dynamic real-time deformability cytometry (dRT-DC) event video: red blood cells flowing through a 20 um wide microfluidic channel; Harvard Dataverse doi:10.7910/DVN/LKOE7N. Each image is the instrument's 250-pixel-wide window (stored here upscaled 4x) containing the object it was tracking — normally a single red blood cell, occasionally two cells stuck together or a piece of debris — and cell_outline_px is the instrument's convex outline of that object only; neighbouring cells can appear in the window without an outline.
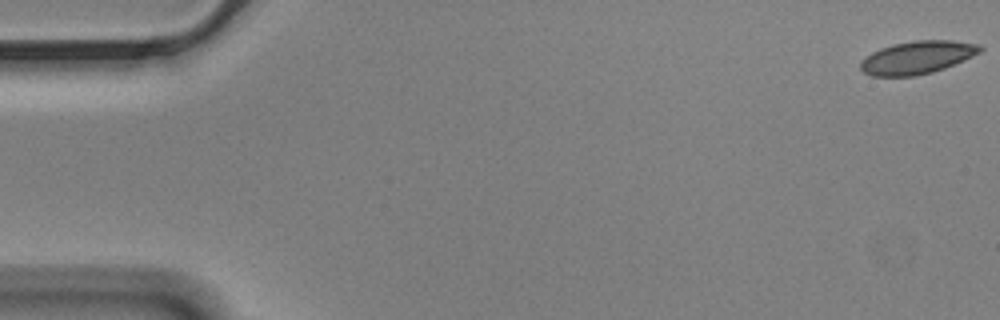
{"species": "Egyptian fruit bat (a non-hibernating species)", "species_latin": "Rousettus aegyptiacus", "temperature_condition": "cold", "stored_images_in_passage": 58, "camera_frame_rate_fps": 3000, "um_per_image_px": 0.085, "animal": {"sex": "male"}, "frame": {"image": 1, "passage_image": 1, "time_ms": 0.0, "image_size_px": [1000, 320], "cell_outline_px": [[984, 48], [980, 52], [964, 60], [944, 68], [932, 72], [916, 76], [872, 76], [864, 72], [860, 68], [860, 60], [872, 52], [880, 48], [892, 44], [912, 40], [952, 40], [980, 44]], "centroid_in_image_um": [77.96, 4.87], "position_along_channel_um": 7.0, "area_um2": 23.06}}
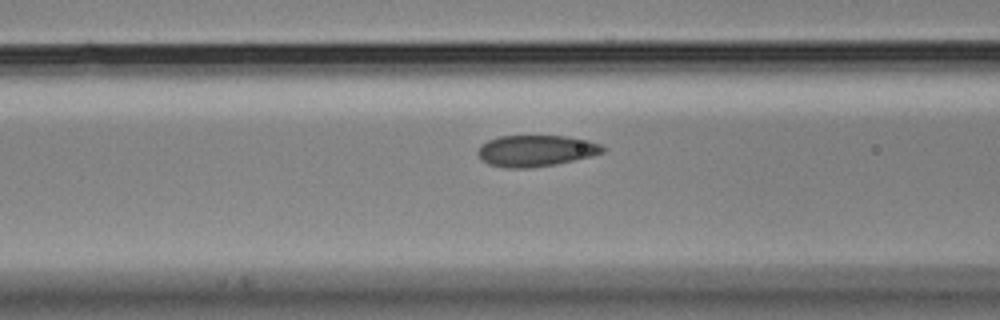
{"frame": {"image": 2, "passage_image": 23, "time_ms": 7.333, "image_size_px": [1000, 320], "cell_outline_px": [[604, 152], [592, 156], [556, 164], [532, 168], [504, 168], [488, 164], [480, 160], [476, 152], [480, 144], [488, 140], [500, 136], [564, 136], [588, 140], [600, 144], [604, 148]], "centroid_in_image_um": [45.5, 12.82], "position_along_channel_um": 121.1, "area_um2": 23.0}}
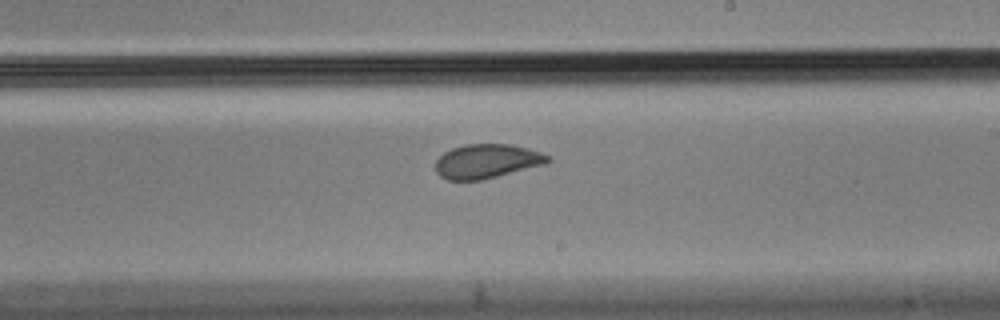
{"frame": {"image": 3, "passage_image": 34, "time_ms": 11.0, "image_size_px": [1000, 320], "cell_outline_px": [[552, 160], [544, 164], [480, 180], [448, 180], [440, 176], [436, 172], [436, 160], [444, 152], [452, 148], [464, 144], [512, 144], [528, 148], [552, 156]], "centroid_in_image_um": [41.38, 13.69], "position_along_channel_um": 247.6, "area_um2": 22.31}, "authors_computed_cell_mechanics": {"area_um2": 23.12, "velocity_mm_per_s": 3.4596, "shape_relaxation_time_tau1_ms": 8.7714, "shape_relaxation_time_tau2_ms": 0.9909, "deformation_change_tau1": 0.1343, "deformation_change_tau2": 0.0432}}